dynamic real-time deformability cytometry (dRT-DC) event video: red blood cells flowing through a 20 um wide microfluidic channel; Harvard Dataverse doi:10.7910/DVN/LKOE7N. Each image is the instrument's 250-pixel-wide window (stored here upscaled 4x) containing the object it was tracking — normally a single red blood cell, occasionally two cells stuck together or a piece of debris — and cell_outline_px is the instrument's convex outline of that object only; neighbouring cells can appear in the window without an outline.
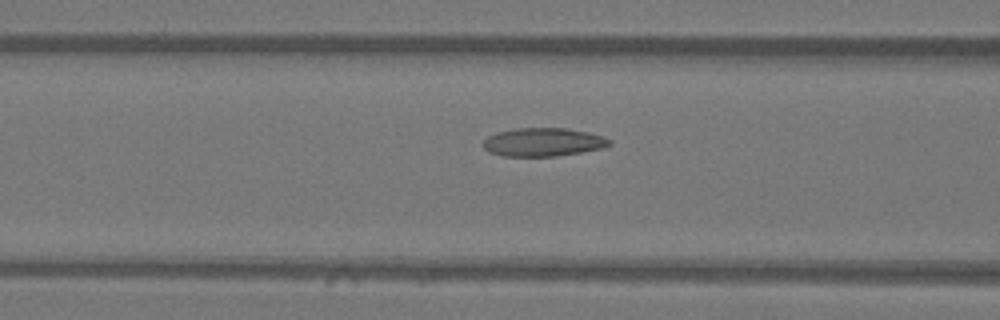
{"species": "Egyptian fruit bat (a non-hibernating species)", "species_latin": "Rousettus aegyptiacus", "temperature_condition": "warm", "stored_images_in_passage": 17, "camera_frame_rate_fps": 3000, "um_per_image_px": 0.085, "animal": {"sex": "female"}, "frame": {"image": 1, "passage_image": 15, "time_ms": 4.667, "image_size_px": [1000, 320], "cell_outline_px": [[612, 144], [600, 148], [580, 152], [556, 156], [500, 156], [488, 152], [484, 148], [484, 140], [488, 136], [496, 132], [516, 128], [568, 128], [588, 132], [604, 136], [612, 140]], "centroid_in_image_um": [46.16, 12.07], "position_along_channel_um": 120.4, "area_um2": 20.98}}